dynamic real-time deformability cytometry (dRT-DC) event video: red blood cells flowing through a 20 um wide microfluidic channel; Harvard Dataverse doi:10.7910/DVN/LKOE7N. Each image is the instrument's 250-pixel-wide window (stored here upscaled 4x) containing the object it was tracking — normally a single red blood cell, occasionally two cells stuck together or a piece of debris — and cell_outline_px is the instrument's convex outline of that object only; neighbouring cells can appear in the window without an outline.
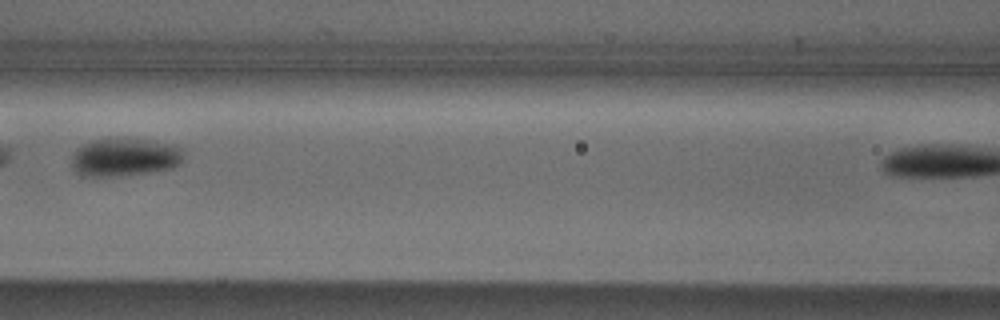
{"species": "Egyptian fruit bat (a non-hibernating species)", "species_latin": "Rousettus aegyptiacus", "temperature_condition": "cold", "stored_images_in_passage": 6, "segment_of_instrument_passage": [1, 2], "camera_frame_rate_fps": 3000, "um_per_image_px": 0.085, "animal": {"sex": "male"}, "frame": {"image": 1, "passage_image": 5, "time_ms": 5.333, "image_size_px": [1000, 320], "cell_outline_px": [[184, 160], [180, 164], [172, 168], [152, 172], [116, 176], [80, 176], [72, 168], [72, 156], [76, 148], [92, 140], [148, 140], [172, 144], [184, 148]], "centroid_in_image_um": [10.63, 13.39], "position_along_channel_um": 156.0, "area_um2": 24.85}}